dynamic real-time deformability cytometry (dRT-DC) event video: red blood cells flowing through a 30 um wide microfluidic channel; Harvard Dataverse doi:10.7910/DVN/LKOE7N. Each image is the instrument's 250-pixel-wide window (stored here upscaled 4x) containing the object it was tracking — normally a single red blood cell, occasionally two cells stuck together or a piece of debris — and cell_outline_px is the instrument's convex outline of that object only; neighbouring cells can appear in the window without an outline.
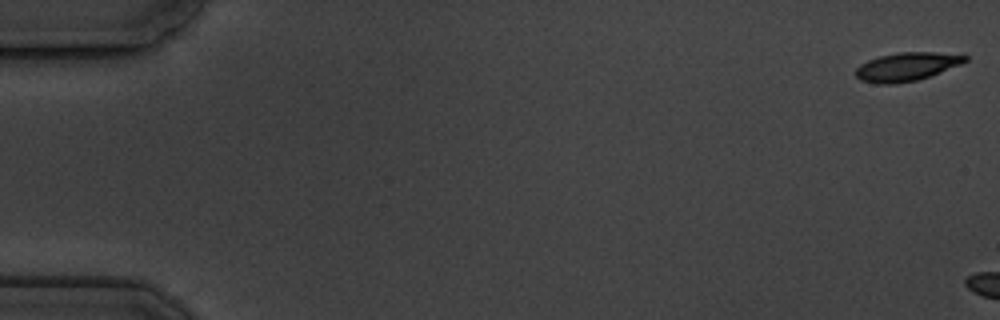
{"species": "common noctule bat (a hibernating species)", "species_latin": "Nyctalus noctula", "temperature_condition": "cold", "stored_images_in_passage": 12, "camera_frame_rate_fps": 3000, "um_per_image_px": 0.085, "animal": {"sex": "male", "body_mass_g": 19.5, "forearm_length_mm": 54.6}, "frame": {"image": 1, "passage_image": 1, "time_ms": 0.0, "image_size_px": [1000, 320], "cell_outline_px": [[968, 60], [960, 64], [928, 76], [916, 80], [892, 84], [876, 84], [860, 80], [856, 76], [856, 68], [860, 64], [868, 60], [880, 56], [900, 52], [964, 52], [968, 56]], "centroid_in_image_um": [77.11, 5.64], "position_along_channel_um": 7.9, "area_um2": 18.26}}
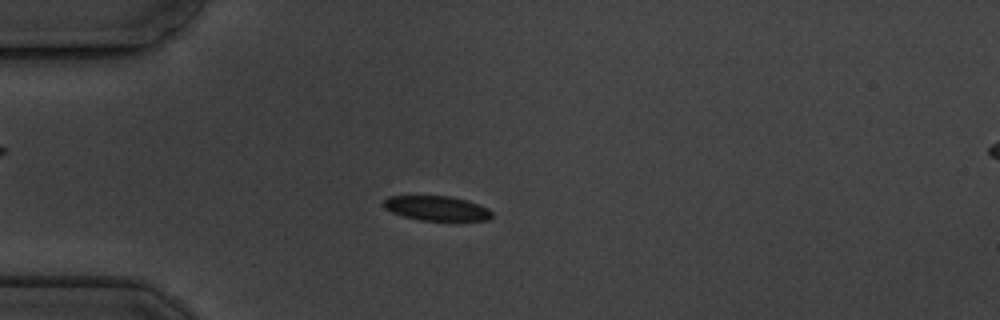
{"frame": {"image": 2, "passage_image": 6, "time_ms": 6.667, "image_size_px": [1000, 320], "cell_outline_px": [[492, 216], [488, 220], [456, 224], [420, 220], [404, 216], [392, 212], [384, 208], [384, 200], [388, 196], [452, 196], [468, 200], [488, 208], [492, 212]], "centroid_in_image_um": [37.22, 17.76], "position_along_channel_um": 47.8, "area_um2": 16.47}}
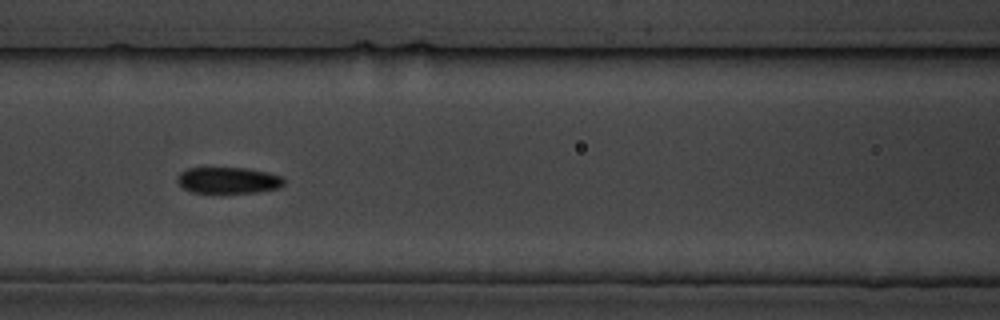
{"frame": {"image": 3, "passage_image": 9, "time_ms": 10.0, "image_size_px": [1000, 320], "cell_outline_px": [[284, 184], [280, 188], [260, 192], [192, 192], [184, 188], [176, 180], [176, 176], [180, 172], [188, 168], [244, 168], [268, 172], [284, 176]], "centroid_in_image_um": [19.44, 15.32], "position_along_channel_um": 147.2, "area_um2": 16.36}}